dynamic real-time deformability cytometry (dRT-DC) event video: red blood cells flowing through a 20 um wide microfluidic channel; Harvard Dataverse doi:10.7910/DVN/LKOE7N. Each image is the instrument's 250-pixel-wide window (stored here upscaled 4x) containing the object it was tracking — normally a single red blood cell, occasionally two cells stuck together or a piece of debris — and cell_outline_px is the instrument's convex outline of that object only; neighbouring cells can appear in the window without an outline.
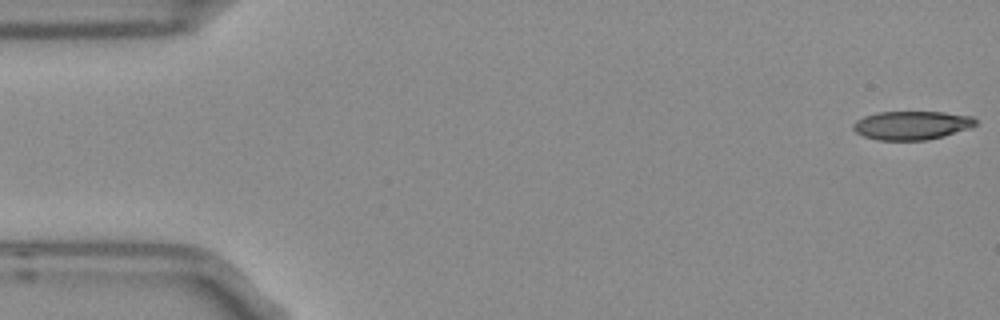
{"species": "Egyptian fruit bat (a non-hibernating species)", "species_latin": "Rousettus aegyptiacus", "temperature_condition": "room temperature", "stored_images_in_passage": 5, "camera_frame_rate_fps": 3000, "um_per_image_px": 0.085, "frame": {"image": 1, "passage_image": 1, "time_ms": 0.0, "image_size_px": [1000, 320], "cell_outline_px": [[980, 120], [972, 128], [944, 136], [928, 140], [876, 140], [864, 136], [856, 132], [852, 128], [852, 124], [856, 120], [864, 116], [876, 112], [944, 112], [972, 116]], "centroid_in_image_um": [77.53, 10.65], "position_along_channel_um": 7.5, "area_um2": 20.75}}
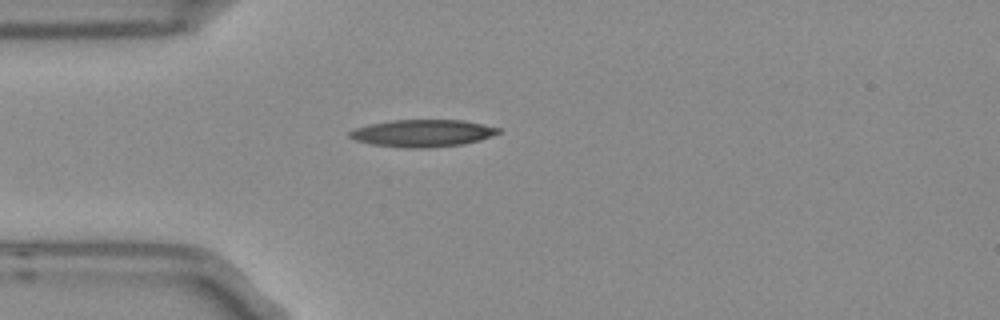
{"frame": {"image": 2, "passage_image": 4, "time_ms": 1.0, "image_size_px": [1000, 320], "cell_outline_px": [[500, 132], [492, 136], [480, 140], [464, 144], [428, 148], [404, 148], [372, 144], [356, 140], [348, 136], [348, 132], [356, 128], [372, 124], [396, 120], [464, 120], [500, 128]], "centroid_in_image_um": [35.95, 11.33], "position_along_channel_um": 49.1, "area_um2": 23.47}}